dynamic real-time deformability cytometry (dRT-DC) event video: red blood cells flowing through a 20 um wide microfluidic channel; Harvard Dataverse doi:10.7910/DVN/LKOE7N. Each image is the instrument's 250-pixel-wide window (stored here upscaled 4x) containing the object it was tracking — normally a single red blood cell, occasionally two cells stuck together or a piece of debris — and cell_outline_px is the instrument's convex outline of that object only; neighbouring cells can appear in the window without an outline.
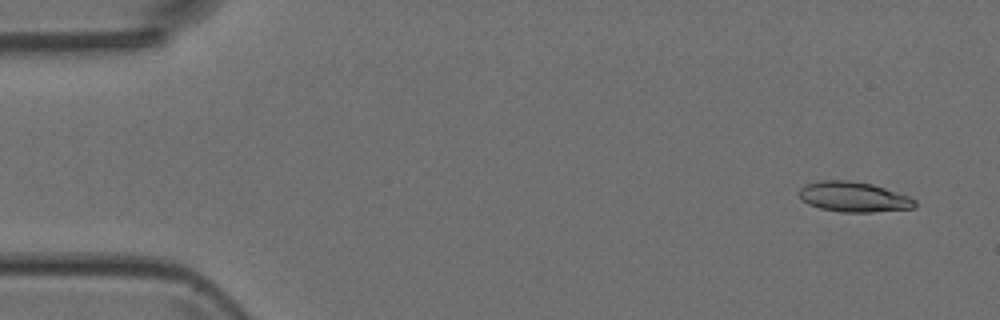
{"species": "Egyptian fruit bat (a non-hibernating species)", "species_latin": "Rousettus aegyptiacus", "temperature_condition": "room temperature", "stored_images_in_passage": 4, "camera_frame_rate_fps": 3000, "um_per_image_px": 0.085, "animal": {"sex": "female"}, "frame": {"image": 1, "passage_image": 1, "time_ms": 0.0, "image_size_px": [1000, 320], "cell_outline_px": [[916, 208], [872, 212], [840, 212], [820, 208], [808, 204], [800, 200], [796, 192], [804, 184], [820, 180], [852, 180], [872, 184], [908, 196], [916, 200]], "centroid_in_image_um": [72.5, 16.73], "position_along_channel_um": 12.5, "area_um2": 20.63}}
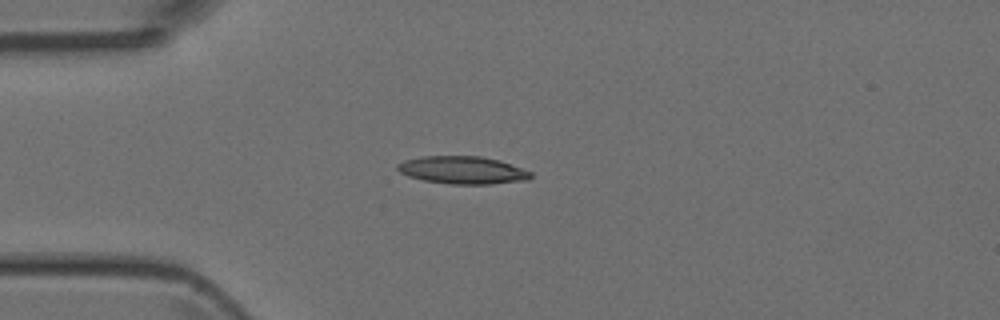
{"frame": {"image": 2, "passage_image": 4, "time_ms": 3.333, "image_size_px": [1000, 320], "cell_outline_px": [[532, 176], [528, 180], [488, 184], [448, 184], [424, 180], [408, 176], [400, 172], [396, 168], [396, 164], [404, 160], [420, 156], [480, 156], [500, 160], [532, 172]], "centroid_in_image_um": [39.3, 14.45], "position_along_channel_um": 45.7, "area_um2": 21.56}}